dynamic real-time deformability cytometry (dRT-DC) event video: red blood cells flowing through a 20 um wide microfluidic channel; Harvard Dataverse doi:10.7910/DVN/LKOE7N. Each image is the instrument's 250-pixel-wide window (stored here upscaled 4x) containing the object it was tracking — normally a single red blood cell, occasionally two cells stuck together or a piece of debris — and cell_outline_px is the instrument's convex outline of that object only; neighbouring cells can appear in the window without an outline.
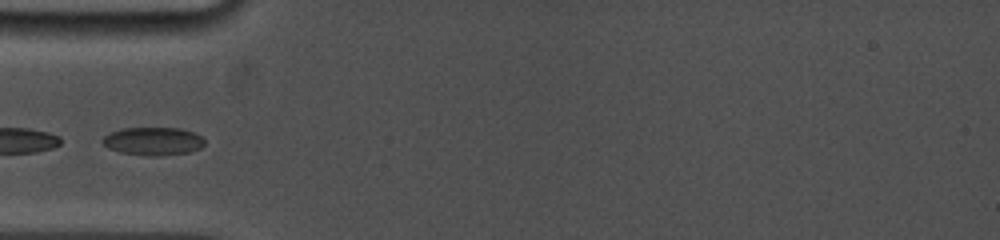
{"species": "common noctule bat (a hibernating species)", "species_latin": "Nyctalus noctula", "temperature_condition": "cold", "stored_images_in_passage": 6, "camera_frame_rate_fps": 5000, "um_per_image_px": 0.085, "animal": {"sex": "female", "body_mass_g": 19.0, "forearm_length_mm": 53.3}, "frame": {"image": 1, "passage_image": 1, "time_ms": 0.0, "image_size_px": [1000, 240], "cell_outline_px": [[204, 144], [200, 148], [188, 152], [156, 156], [148, 156], [120, 152], [108, 148], [100, 140], [104, 136], [120, 128], [180, 128], [192, 132], [200, 136], [204, 140]], "centroid_in_image_um": [12.98, 12.0], "position_along_channel_um": 72.0, "area_um2": 16.59}}